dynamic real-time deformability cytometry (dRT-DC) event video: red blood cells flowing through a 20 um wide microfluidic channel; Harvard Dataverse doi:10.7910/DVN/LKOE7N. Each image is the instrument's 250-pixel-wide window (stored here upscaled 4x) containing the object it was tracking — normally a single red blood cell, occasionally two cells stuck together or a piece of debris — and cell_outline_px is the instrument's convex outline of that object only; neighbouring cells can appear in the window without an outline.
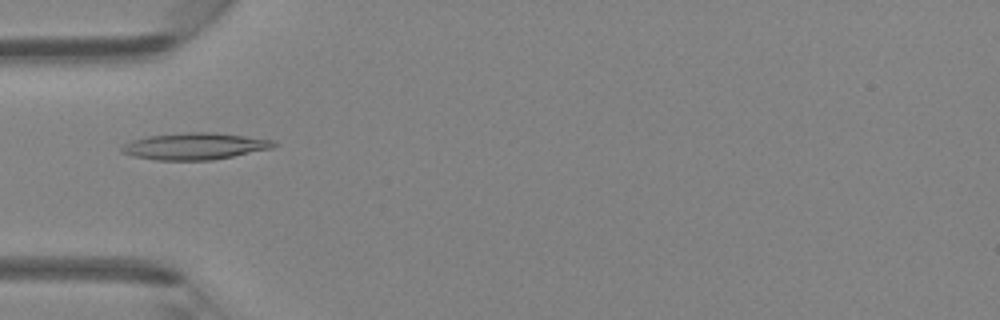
{"species": "Egyptian fruit bat (a non-hibernating species)", "species_latin": "Rousettus aegyptiacus", "temperature_condition": "room temperature", "stored_images_in_passage": 46, "camera_frame_rate_fps": 3000, "um_per_image_px": 0.085, "animal": {"sex": "female"}, "frame": {"image": 1, "passage_image": 15, "time_ms": 4.667, "image_size_px": [1000, 320], "cell_outline_px": [[280, 144], [272, 148], [212, 160], [156, 160], [132, 156], [120, 152], [120, 148], [124, 144], [132, 140], [148, 136], [188, 132], [212, 132], [276, 140]], "centroid_in_image_um": [16.56, 12.43], "position_along_channel_um": 68.4, "area_um2": 23.7}}
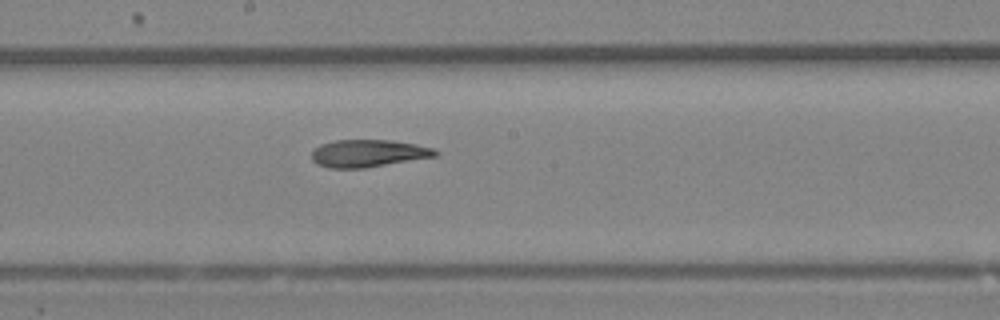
{"frame": {"image": 2, "passage_image": 25, "time_ms": 8.0, "image_size_px": [1000, 320], "cell_outline_px": [[440, 152], [436, 156], [364, 168], [328, 168], [316, 164], [312, 160], [312, 152], [320, 144], [336, 140], [392, 140], [416, 144], [436, 148]], "centroid_in_image_um": [31.31, 13.03], "position_along_channel_um": 216.9, "area_um2": 19.83}}
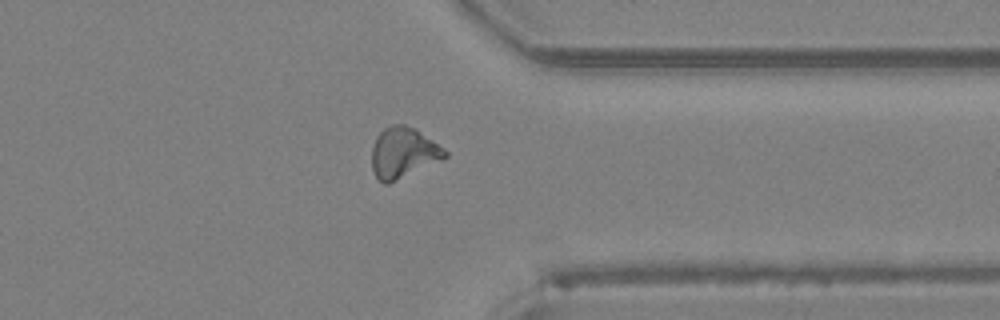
{"frame": {"image": 3, "passage_image": 36, "time_ms": 11.667, "image_size_px": [1000, 320], "cell_outline_px": [[448, 156], [388, 184], [384, 184], [376, 176], [372, 168], [372, 148], [376, 136], [384, 128], [392, 124], [404, 124], [416, 128], [444, 148], [448, 152]], "centroid_in_image_um": [34.27, 12.95], "position_along_channel_um": 377.1, "area_um2": 21.44}}